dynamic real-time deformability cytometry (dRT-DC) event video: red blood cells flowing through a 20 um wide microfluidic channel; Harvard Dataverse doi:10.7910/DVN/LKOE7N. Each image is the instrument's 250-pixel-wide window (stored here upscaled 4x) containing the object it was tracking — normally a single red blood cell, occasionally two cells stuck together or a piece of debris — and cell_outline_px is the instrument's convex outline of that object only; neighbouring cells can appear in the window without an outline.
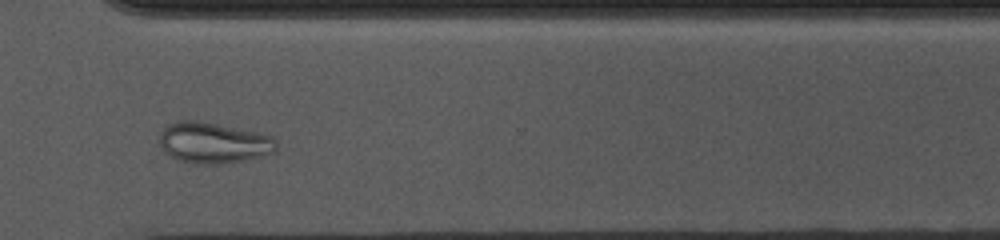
{"species": "common noctule bat (a hibernating species)", "species_latin": "Nyctalus noctula", "temperature_condition": "cold", "stored_images_in_passage": 50, "camera_frame_rate_fps": 3000, "um_per_image_px": 0.085, "animal": {"sex": "female", "body_mass_g": 10.0, "forearm_length_mm": 53.1}, "frame": {"image": 1, "passage_image": 36, "time_ms": 11.667, "image_size_px": [1000, 240], "cell_outline_px": [[276, 152], [244, 160], [220, 164], [200, 164], [176, 160], [164, 152], [160, 148], [160, 132], [168, 124], [184, 120], [196, 120], [256, 132], [272, 136], [276, 140]], "centroid_in_image_um": [18.11, 12.15], "position_along_channel_um": 352.5, "area_um2": 27.8}}
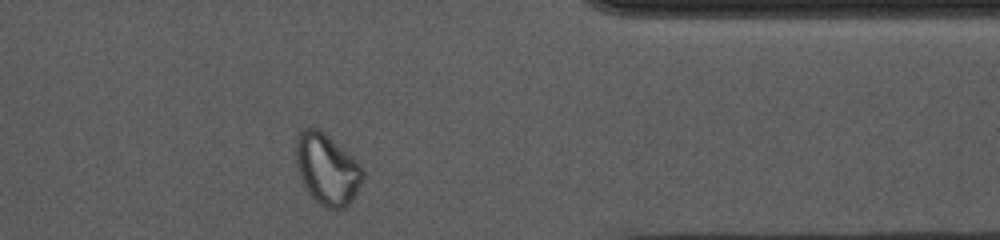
{"frame": {"image": 2, "passage_image": 40, "time_ms": 13.0, "image_size_px": [1000, 240], "cell_outline_px": [[364, 176], [352, 200], [344, 208], [328, 208], [320, 204], [304, 188], [300, 180], [296, 164], [296, 140], [300, 132], [304, 128], [316, 128], [324, 132], [356, 160], [360, 164], [364, 172]], "centroid_in_image_um": [27.78, 14.38], "position_along_channel_um": 383.6, "area_um2": 27.4}}
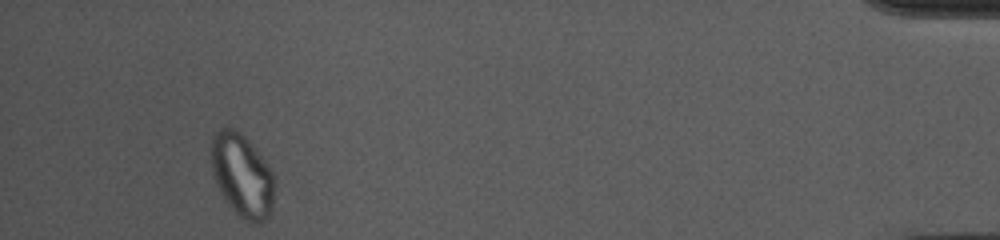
{"frame": {"image": 3, "passage_image": 47, "time_ms": 15.333, "image_size_px": [1000, 240], "cell_outline_px": [[276, 180], [272, 208], [268, 216], [260, 224], [252, 224], [244, 220], [232, 208], [224, 196], [212, 172], [212, 136], [220, 128], [236, 128], [252, 144], [264, 160], [272, 172]], "centroid_in_image_um": [20.62, 14.92], "position_along_channel_um": 414.6, "area_um2": 30.4}, "authors_computed_cell_mechanics": {"area_um2": 24.3916, "velocity_mm_per_s": 3.6662, "shape_relaxation_time_tau1_ms": null, "shape_relaxation_time_tau2_ms": 2.383, "deformation_change_tau1": null, "deformation_change_tau2": 0.0799}}